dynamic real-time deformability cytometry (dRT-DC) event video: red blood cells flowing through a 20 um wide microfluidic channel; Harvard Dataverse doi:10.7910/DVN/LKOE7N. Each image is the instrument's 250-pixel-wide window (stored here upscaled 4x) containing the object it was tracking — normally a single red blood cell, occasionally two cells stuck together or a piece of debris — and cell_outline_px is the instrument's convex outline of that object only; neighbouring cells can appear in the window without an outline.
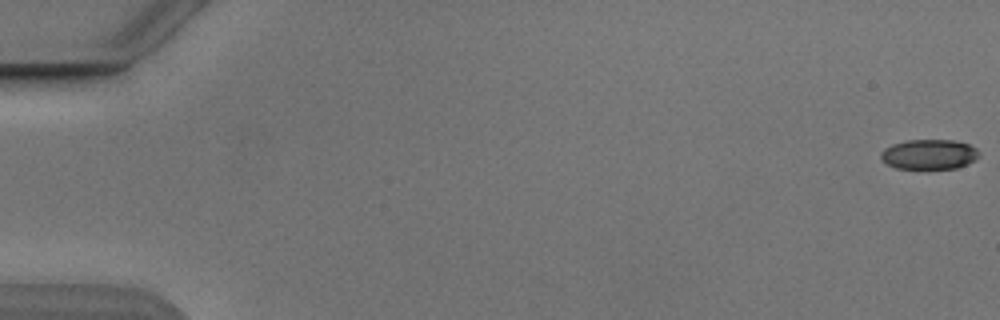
{"species": "Egyptian fruit bat (a non-hibernating species)", "species_latin": "Rousettus aegyptiacus", "temperature_condition": "cold", "stored_images_in_passage": 10, "camera_frame_rate_fps": 3000, "um_per_image_px": 0.085, "animal": {"sex": "male"}, "frame": {"image": 1, "passage_image": 1, "time_ms": 0.0, "image_size_px": [1000, 320], "cell_outline_px": [[980, 156], [976, 160], [968, 164], [956, 168], [896, 168], [880, 160], [880, 152], [884, 148], [892, 144], [908, 140], [952, 140], [968, 144], [976, 148], [980, 152]], "centroid_in_image_um": [78.98, 13.11], "position_along_channel_um": 6.0, "area_um2": 17.22}}